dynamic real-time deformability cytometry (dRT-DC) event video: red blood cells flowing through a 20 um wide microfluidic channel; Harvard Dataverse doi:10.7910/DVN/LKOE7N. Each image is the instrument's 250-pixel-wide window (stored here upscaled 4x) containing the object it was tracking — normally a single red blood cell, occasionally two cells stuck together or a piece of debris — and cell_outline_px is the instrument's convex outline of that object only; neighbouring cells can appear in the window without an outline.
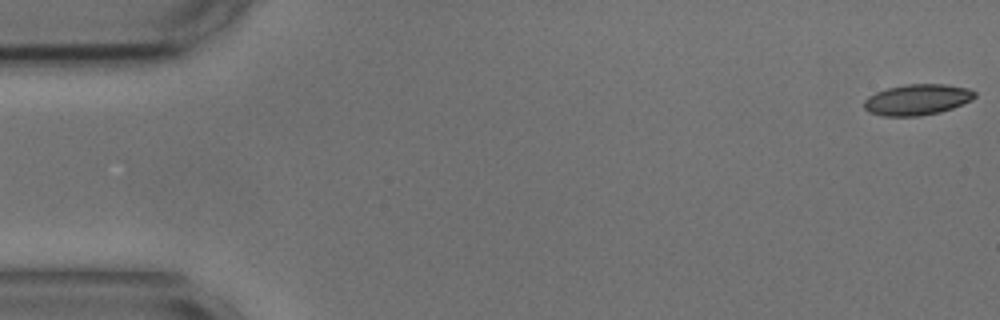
{"species": "common noctule bat (a hibernating species)", "species_latin": "Nyctalus noctula", "temperature_condition": "cold", "stored_images_in_passage": 54, "camera_frame_rate_fps": 3000, "um_per_image_px": 0.085, "animal": {"sex": "male", "body_mass_g": 17.9, "forearm_length_mm": 54.2}, "frame": {"image": 1, "passage_image": 1, "time_ms": 0.0, "image_size_px": [1000, 320], "cell_outline_px": [[976, 96], [972, 100], [952, 108], [940, 112], [920, 116], [884, 116], [868, 112], [864, 108], [864, 100], [868, 96], [876, 92], [888, 88], [904, 84], [944, 84], [968, 88], [976, 92]], "centroid_in_image_um": [77.96, 8.47], "position_along_channel_um": 7.0, "area_um2": 20.0}}
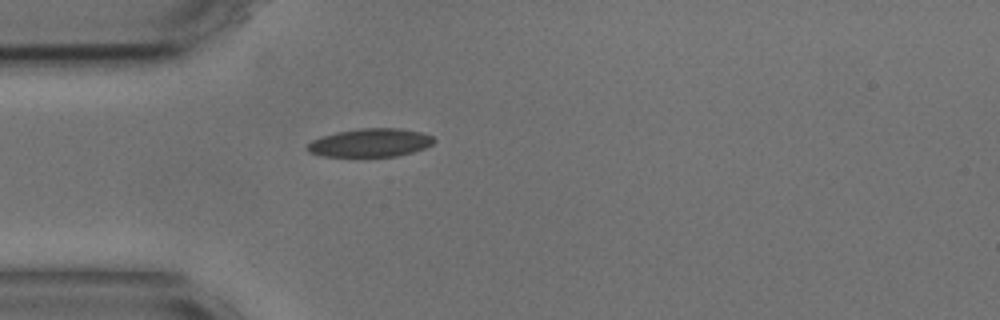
{"frame": {"image": 2, "passage_image": 15, "time_ms": 4.667, "image_size_px": [1000, 320], "cell_outline_px": [[436, 140], [432, 144], [424, 148], [412, 152], [396, 156], [324, 156], [308, 152], [304, 148], [312, 140], [320, 136], [336, 132], [360, 128], [400, 128], [420, 132], [432, 136]], "centroid_in_image_um": [31.44, 12.12], "position_along_channel_um": 53.6, "area_um2": 20.92}}
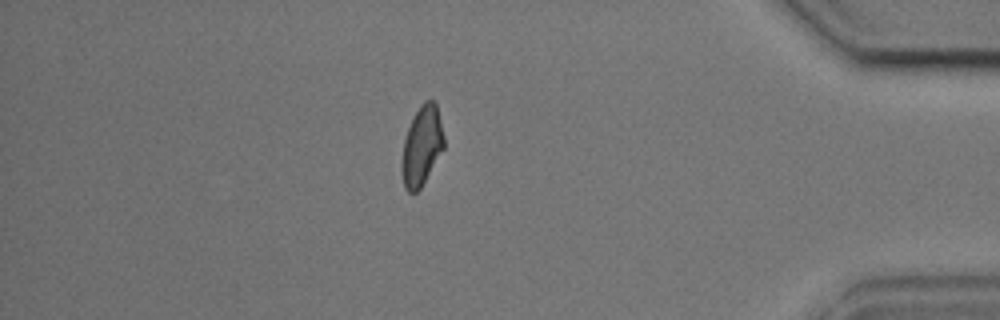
{"frame": {"image": 3, "passage_image": 47, "time_ms": 15.333, "image_size_px": [1000, 320], "cell_outline_px": [[444, 148], [420, 188], [416, 192], [408, 192], [404, 188], [400, 164], [404, 140], [408, 128], [420, 104], [424, 100], [432, 100], [436, 104], [444, 136]], "centroid_in_image_um": [35.83, 12.41], "position_along_channel_um": 399.4, "area_um2": 19.36}, "authors_computed_cell_mechanics": {"area_um2": 20.1433, "velocity_mm_per_s": 3.6577, "shape_relaxation_time_tau1_ms": 4.5107, "shape_relaxation_time_tau2_ms": 2.6792, "deformation_change_tau1": 0.1187, "deformation_change_tau2": 0.0772}}